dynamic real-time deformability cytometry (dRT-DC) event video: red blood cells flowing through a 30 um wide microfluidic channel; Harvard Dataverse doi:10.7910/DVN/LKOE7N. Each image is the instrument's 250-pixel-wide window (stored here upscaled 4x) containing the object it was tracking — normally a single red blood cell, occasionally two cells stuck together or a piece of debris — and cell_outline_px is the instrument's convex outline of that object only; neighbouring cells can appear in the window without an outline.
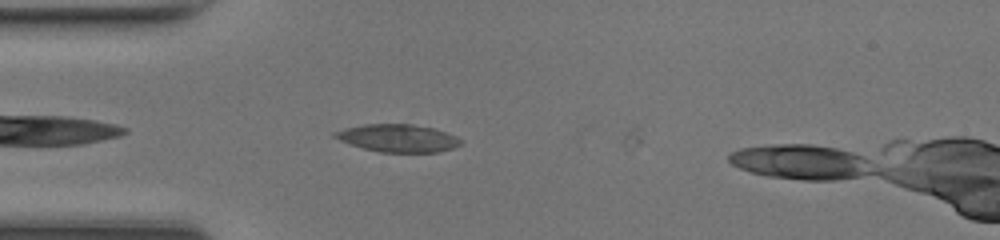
{"species": "common noctule bat (a hibernating species)", "species_latin": "Nyctalus noctula", "temperature_condition": "room temperature", "stored_images_in_passage": 2, "camera_frame_rate_fps": 3000, "um_per_image_px": 0.085, "animal": {"sex": "female", "body_mass_g": 17.0, "forearm_length_mm": 48.0}, "frame": {"image": 1, "passage_image": 1, "time_ms": 0.0, "image_size_px": [1000, 240], "cell_outline_px": [[460, 144], [452, 148], [440, 152], [380, 152], [364, 148], [340, 140], [332, 136], [332, 132], [344, 128], [364, 124], [412, 124], [432, 128], [456, 136], [460, 140]], "centroid_in_image_um": [33.78, 11.74], "position_along_channel_um": 51.2, "area_um2": 20.06}}